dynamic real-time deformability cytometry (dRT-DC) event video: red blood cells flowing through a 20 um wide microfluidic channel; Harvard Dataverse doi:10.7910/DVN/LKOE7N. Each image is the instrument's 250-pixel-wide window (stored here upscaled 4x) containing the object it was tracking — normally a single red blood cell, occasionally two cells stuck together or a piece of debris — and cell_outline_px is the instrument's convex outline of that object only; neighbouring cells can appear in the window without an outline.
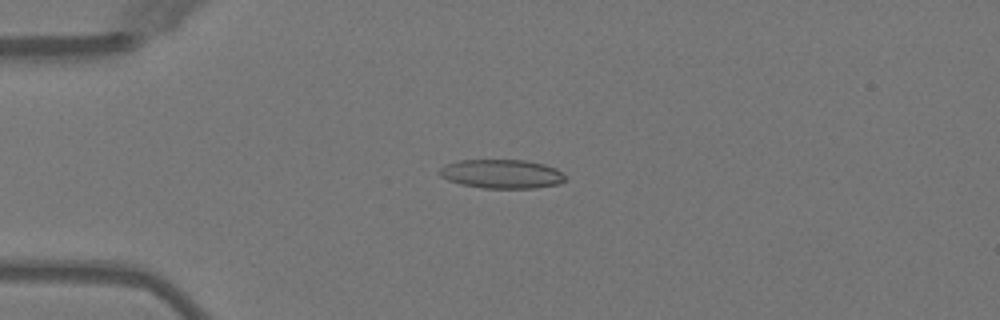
{"species": "Egyptian fruit bat (a non-hibernating species)", "species_latin": "Rousettus aegyptiacus", "temperature_condition": "warm", "stored_images_in_passage": 2, "camera_frame_rate_fps": 3000, "um_per_image_px": 0.085, "animal": {"sex": "female"}, "frame": {"image": 1, "passage_image": 1, "time_ms": 0.0, "image_size_px": [1000, 320], "cell_outline_px": [[568, 176], [560, 184], [532, 188], [484, 188], [460, 184], [448, 180], [440, 176], [440, 168], [444, 164], [460, 160], [524, 160], [544, 164], [556, 168]], "centroid_in_image_um": [42.66, 14.78], "position_along_channel_um": 42.3, "area_um2": 21.33}}